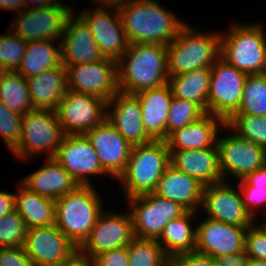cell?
Wrapping results in <instances>:
<instances>
[{"label": "cell", "mask_w": 266, "mask_h": 266, "mask_svg": "<svg viewBox=\"0 0 266 266\" xmlns=\"http://www.w3.org/2000/svg\"><path fill=\"white\" fill-rule=\"evenodd\" d=\"M247 266H266V261L261 259L249 258Z\"/></svg>", "instance_id": "obj_53"}, {"label": "cell", "mask_w": 266, "mask_h": 266, "mask_svg": "<svg viewBox=\"0 0 266 266\" xmlns=\"http://www.w3.org/2000/svg\"><path fill=\"white\" fill-rule=\"evenodd\" d=\"M220 39L221 34H196L185 24L176 39L167 45L169 76L211 67L220 57Z\"/></svg>", "instance_id": "obj_5"}, {"label": "cell", "mask_w": 266, "mask_h": 266, "mask_svg": "<svg viewBox=\"0 0 266 266\" xmlns=\"http://www.w3.org/2000/svg\"><path fill=\"white\" fill-rule=\"evenodd\" d=\"M203 188L195 178L169 164L153 193L179 203L187 211H195L202 203Z\"/></svg>", "instance_id": "obj_26"}, {"label": "cell", "mask_w": 266, "mask_h": 266, "mask_svg": "<svg viewBox=\"0 0 266 266\" xmlns=\"http://www.w3.org/2000/svg\"><path fill=\"white\" fill-rule=\"evenodd\" d=\"M54 159L72 176L78 185H90L87 175L105 174L96 151L87 137L65 135Z\"/></svg>", "instance_id": "obj_18"}, {"label": "cell", "mask_w": 266, "mask_h": 266, "mask_svg": "<svg viewBox=\"0 0 266 266\" xmlns=\"http://www.w3.org/2000/svg\"><path fill=\"white\" fill-rule=\"evenodd\" d=\"M113 107L112 113L108 111ZM106 120L132 145H141L152 141L143 126L141 106L135 94L118 91L107 102ZM110 113V114H109Z\"/></svg>", "instance_id": "obj_21"}, {"label": "cell", "mask_w": 266, "mask_h": 266, "mask_svg": "<svg viewBox=\"0 0 266 266\" xmlns=\"http://www.w3.org/2000/svg\"><path fill=\"white\" fill-rule=\"evenodd\" d=\"M236 114L266 116V73L247 75Z\"/></svg>", "instance_id": "obj_35"}, {"label": "cell", "mask_w": 266, "mask_h": 266, "mask_svg": "<svg viewBox=\"0 0 266 266\" xmlns=\"http://www.w3.org/2000/svg\"><path fill=\"white\" fill-rule=\"evenodd\" d=\"M23 248L33 266H59L78 252L55 224L27 229Z\"/></svg>", "instance_id": "obj_13"}, {"label": "cell", "mask_w": 266, "mask_h": 266, "mask_svg": "<svg viewBox=\"0 0 266 266\" xmlns=\"http://www.w3.org/2000/svg\"><path fill=\"white\" fill-rule=\"evenodd\" d=\"M206 112L192 101L172 97L167 120V137L175 130L197 121Z\"/></svg>", "instance_id": "obj_37"}, {"label": "cell", "mask_w": 266, "mask_h": 266, "mask_svg": "<svg viewBox=\"0 0 266 266\" xmlns=\"http://www.w3.org/2000/svg\"><path fill=\"white\" fill-rule=\"evenodd\" d=\"M228 33L221 34L220 57L247 75L266 73V34L261 26L234 24Z\"/></svg>", "instance_id": "obj_6"}, {"label": "cell", "mask_w": 266, "mask_h": 266, "mask_svg": "<svg viewBox=\"0 0 266 266\" xmlns=\"http://www.w3.org/2000/svg\"><path fill=\"white\" fill-rule=\"evenodd\" d=\"M135 95L138 97L145 132L152 140L167 139V120L173 97L167 83L158 88L144 89Z\"/></svg>", "instance_id": "obj_24"}, {"label": "cell", "mask_w": 266, "mask_h": 266, "mask_svg": "<svg viewBox=\"0 0 266 266\" xmlns=\"http://www.w3.org/2000/svg\"><path fill=\"white\" fill-rule=\"evenodd\" d=\"M220 171L242 179L266 163V149L238 135L217 139Z\"/></svg>", "instance_id": "obj_16"}, {"label": "cell", "mask_w": 266, "mask_h": 266, "mask_svg": "<svg viewBox=\"0 0 266 266\" xmlns=\"http://www.w3.org/2000/svg\"><path fill=\"white\" fill-rule=\"evenodd\" d=\"M59 266H94L91 258L77 252L71 259L63 262Z\"/></svg>", "instance_id": "obj_49"}, {"label": "cell", "mask_w": 266, "mask_h": 266, "mask_svg": "<svg viewBox=\"0 0 266 266\" xmlns=\"http://www.w3.org/2000/svg\"><path fill=\"white\" fill-rule=\"evenodd\" d=\"M84 135L96 151L106 174L119 178L126 170L132 145L107 120Z\"/></svg>", "instance_id": "obj_17"}, {"label": "cell", "mask_w": 266, "mask_h": 266, "mask_svg": "<svg viewBox=\"0 0 266 266\" xmlns=\"http://www.w3.org/2000/svg\"><path fill=\"white\" fill-rule=\"evenodd\" d=\"M170 164L204 187L223 181L218 147L170 151Z\"/></svg>", "instance_id": "obj_23"}, {"label": "cell", "mask_w": 266, "mask_h": 266, "mask_svg": "<svg viewBox=\"0 0 266 266\" xmlns=\"http://www.w3.org/2000/svg\"><path fill=\"white\" fill-rule=\"evenodd\" d=\"M135 238L132 218L128 214L101 212L87 239L78 248V252L86 257L127 247Z\"/></svg>", "instance_id": "obj_12"}, {"label": "cell", "mask_w": 266, "mask_h": 266, "mask_svg": "<svg viewBox=\"0 0 266 266\" xmlns=\"http://www.w3.org/2000/svg\"><path fill=\"white\" fill-rule=\"evenodd\" d=\"M26 232V224L16 210L1 217L0 248L22 247Z\"/></svg>", "instance_id": "obj_39"}, {"label": "cell", "mask_w": 266, "mask_h": 266, "mask_svg": "<svg viewBox=\"0 0 266 266\" xmlns=\"http://www.w3.org/2000/svg\"><path fill=\"white\" fill-rule=\"evenodd\" d=\"M72 14L66 20L61 39L62 64H86L104 59L86 22L79 15L75 19Z\"/></svg>", "instance_id": "obj_22"}, {"label": "cell", "mask_w": 266, "mask_h": 266, "mask_svg": "<svg viewBox=\"0 0 266 266\" xmlns=\"http://www.w3.org/2000/svg\"><path fill=\"white\" fill-rule=\"evenodd\" d=\"M237 130L239 137L266 149V116L234 114L224 128Z\"/></svg>", "instance_id": "obj_36"}, {"label": "cell", "mask_w": 266, "mask_h": 266, "mask_svg": "<svg viewBox=\"0 0 266 266\" xmlns=\"http://www.w3.org/2000/svg\"><path fill=\"white\" fill-rule=\"evenodd\" d=\"M129 266H169L170 257L155 239L134 238L127 246Z\"/></svg>", "instance_id": "obj_34"}, {"label": "cell", "mask_w": 266, "mask_h": 266, "mask_svg": "<svg viewBox=\"0 0 266 266\" xmlns=\"http://www.w3.org/2000/svg\"><path fill=\"white\" fill-rule=\"evenodd\" d=\"M93 185H78L55 200V225L77 247L89 236L104 211Z\"/></svg>", "instance_id": "obj_3"}, {"label": "cell", "mask_w": 266, "mask_h": 266, "mask_svg": "<svg viewBox=\"0 0 266 266\" xmlns=\"http://www.w3.org/2000/svg\"><path fill=\"white\" fill-rule=\"evenodd\" d=\"M21 183L30 191L56 200L73 191L78 183L54 159L48 158L41 169L27 176Z\"/></svg>", "instance_id": "obj_28"}, {"label": "cell", "mask_w": 266, "mask_h": 266, "mask_svg": "<svg viewBox=\"0 0 266 266\" xmlns=\"http://www.w3.org/2000/svg\"><path fill=\"white\" fill-rule=\"evenodd\" d=\"M249 255L244 250L214 258L216 266H247Z\"/></svg>", "instance_id": "obj_46"}, {"label": "cell", "mask_w": 266, "mask_h": 266, "mask_svg": "<svg viewBox=\"0 0 266 266\" xmlns=\"http://www.w3.org/2000/svg\"><path fill=\"white\" fill-rule=\"evenodd\" d=\"M26 79L34 110L56 111L68 91L66 67L61 64Z\"/></svg>", "instance_id": "obj_25"}, {"label": "cell", "mask_w": 266, "mask_h": 266, "mask_svg": "<svg viewBox=\"0 0 266 266\" xmlns=\"http://www.w3.org/2000/svg\"><path fill=\"white\" fill-rule=\"evenodd\" d=\"M130 43L169 45L185 25L155 0H129L118 8Z\"/></svg>", "instance_id": "obj_1"}, {"label": "cell", "mask_w": 266, "mask_h": 266, "mask_svg": "<svg viewBox=\"0 0 266 266\" xmlns=\"http://www.w3.org/2000/svg\"><path fill=\"white\" fill-rule=\"evenodd\" d=\"M211 67L169 76L173 97L197 103L208 113Z\"/></svg>", "instance_id": "obj_30"}, {"label": "cell", "mask_w": 266, "mask_h": 266, "mask_svg": "<svg viewBox=\"0 0 266 266\" xmlns=\"http://www.w3.org/2000/svg\"><path fill=\"white\" fill-rule=\"evenodd\" d=\"M92 261L94 266H129L127 247L100 253Z\"/></svg>", "instance_id": "obj_43"}, {"label": "cell", "mask_w": 266, "mask_h": 266, "mask_svg": "<svg viewBox=\"0 0 266 266\" xmlns=\"http://www.w3.org/2000/svg\"><path fill=\"white\" fill-rule=\"evenodd\" d=\"M15 194L0 191V218L15 210Z\"/></svg>", "instance_id": "obj_48"}, {"label": "cell", "mask_w": 266, "mask_h": 266, "mask_svg": "<svg viewBox=\"0 0 266 266\" xmlns=\"http://www.w3.org/2000/svg\"><path fill=\"white\" fill-rule=\"evenodd\" d=\"M115 14L102 6L96 10H83L79 16L86 22L104 58L118 62L127 52L129 42L123 29L118 8Z\"/></svg>", "instance_id": "obj_15"}, {"label": "cell", "mask_w": 266, "mask_h": 266, "mask_svg": "<svg viewBox=\"0 0 266 266\" xmlns=\"http://www.w3.org/2000/svg\"><path fill=\"white\" fill-rule=\"evenodd\" d=\"M240 192L247 212L253 217L254 207L261 204L266 208V187L240 186ZM264 203V204H263Z\"/></svg>", "instance_id": "obj_42"}, {"label": "cell", "mask_w": 266, "mask_h": 266, "mask_svg": "<svg viewBox=\"0 0 266 266\" xmlns=\"http://www.w3.org/2000/svg\"><path fill=\"white\" fill-rule=\"evenodd\" d=\"M0 101L22 116L34 110L27 79L17 72L0 71Z\"/></svg>", "instance_id": "obj_33"}, {"label": "cell", "mask_w": 266, "mask_h": 266, "mask_svg": "<svg viewBox=\"0 0 266 266\" xmlns=\"http://www.w3.org/2000/svg\"><path fill=\"white\" fill-rule=\"evenodd\" d=\"M34 2L33 5H30L32 3L30 2ZM58 0H24V4H25V7L28 8V6H31V8H37V7H42V6H47V5H50V4H53V3H57Z\"/></svg>", "instance_id": "obj_52"}, {"label": "cell", "mask_w": 266, "mask_h": 266, "mask_svg": "<svg viewBox=\"0 0 266 266\" xmlns=\"http://www.w3.org/2000/svg\"><path fill=\"white\" fill-rule=\"evenodd\" d=\"M28 41L18 35H0V71L16 72L25 54Z\"/></svg>", "instance_id": "obj_38"}, {"label": "cell", "mask_w": 266, "mask_h": 266, "mask_svg": "<svg viewBox=\"0 0 266 266\" xmlns=\"http://www.w3.org/2000/svg\"><path fill=\"white\" fill-rule=\"evenodd\" d=\"M64 66L69 90L94 95L107 102L119 91L115 60L104 58L97 62Z\"/></svg>", "instance_id": "obj_11"}, {"label": "cell", "mask_w": 266, "mask_h": 266, "mask_svg": "<svg viewBox=\"0 0 266 266\" xmlns=\"http://www.w3.org/2000/svg\"><path fill=\"white\" fill-rule=\"evenodd\" d=\"M98 2V4H103L102 6L105 5V7L107 6V9L108 8H119L121 6H123L125 3H127L129 0H95Z\"/></svg>", "instance_id": "obj_51"}, {"label": "cell", "mask_w": 266, "mask_h": 266, "mask_svg": "<svg viewBox=\"0 0 266 266\" xmlns=\"http://www.w3.org/2000/svg\"><path fill=\"white\" fill-rule=\"evenodd\" d=\"M0 266H33L22 247L0 248Z\"/></svg>", "instance_id": "obj_44"}, {"label": "cell", "mask_w": 266, "mask_h": 266, "mask_svg": "<svg viewBox=\"0 0 266 266\" xmlns=\"http://www.w3.org/2000/svg\"><path fill=\"white\" fill-rule=\"evenodd\" d=\"M106 109V100L68 89L56 113L65 135H83L106 120Z\"/></svg>", "instance_id": "obj_10"}, {"label": "cell", "mask_w": 266, "mask_h": 266, "mask_svg": "<svg viewBox=\"0 0 266 266\" xmlns=\"http://www.w3.org/2000/svg\"><path fill=\"white\" fill-rule=\"evenodd\" d=\"M21 137L12 151L19 158L34 156L42 151L54 158L65 134L56 111L33 110L22 116ZM34 154V155H33Z\"/></svg>", "instance_id": "obj_7"}, {"label": "cell", "mask_w": 266, "mask_h": 266, "mask_svg": "<svg viewBox=\"0 0 266 266\" xmlns=\"http://www.w3.org/2000/svg\"><path fill=\"white\" fill-rule=\"evenodd\" d=\"M245 251L250 258L266 261V225L248 227L245 235Z\"/></svg>", "instance_id": "obj_41"}, {"label": "cell", "mask_w": 266, "mask_h": 266, "mask_svg": "<svg viewBox=\"0 0 266 266\" xmlns=\"http://www.w3.org/2000/svg\"><path fill=\"white\" fill-rule=\"evenodd\" d=\"M247 74L219 57L211 66L208 113L225 123L237 113Z\"/></svg>", "instance_id": "obj_9"}, {"label": "cell", "mask_w": 266, "mask_h": 266, "mask_svg": "<svg viewBox=\"0 0 266 266\" xmlns=\"http://www.w3.org/2000/svg\"><path fill=\"white\" fill-rule=\"evenodd\" d=\"M20 7L21 9L26 8L24 0H0V8L2 9L19 11Z\"/></svg>", "instance_id": "obj_50"}, {"label": "cell", "mask_w": 266, "mask_h": 266, "mask_svg": "<svg viewBox=\"0 0 266 266\" xmlns=\"http://www.w3.org/2000/svg\"><path fill=\"white\" fill-rule=\"evenodd\" d=\"M240 193L223 180L203 188L201 205L212 220L236 226H251L254 219L245 209Z\"/></svg>", "instance_id": "obj_19"}, {"label": "cell", "mask_w": 266, "mask_h": 266, "mask_svg": "<svg viewBox=\"0 0 266 266\" xmlns=\"http://www.w3.org/2000/svg\"><path fill=\"white\" fill-rule=\"evenodd\" d=\"M195 213L187 211L181 217L171 220L157 239L170 258L182 253L195 252L197 230L196 227L193 230L189 224Z\"/></svg>", "instance_id": "obj_32"}, {"label": "cell", "mask_w": 266, "mask_h": 266, "mask_svg": "<svg viewBox=\"0 0 266 266\" xmlns=\"http://www.w3.org/2000/svg\"><path fill=\"white\" fill-rule=\"evenodd\" d=\"M239 186H261L266 187V163L257 170L246 174L240 179Z\"/></svg>", "instance_id": "obj_47"}, {"label": "cell", "mask_w": 266, "mask_h": 266, "mask_svg": "<svg viewBox=\"0 0 266 266\" xmlns=\"http://www.w3.org/2000/svg\"><path fill=\"white\" fill-rule=\"evenodd\" d=\"M129 199L133 233L136 238L157 240L164 227L187 210L167 198L154 193L134 196Z\"/></svg>", "instance_id": "obj_8"}, {"label": "cell", "mask_w": 266, "mask_h": 266, "mask_svg": "<svg viewBox=\"0 0 266 266\" xmlns=\"http://www.w3.org/2000/svg\"><path fill=\"white\" fill-rule=\"evenodd\" d=\"M21 127L22 115L11 111L0 101V136L11 152L19 144Z\"/></svg>", "instance_id": "obj_40"}, {"label": "cell", "mask_w": 266, "mask_h": 266, "mask_svg": "<svg viewBox=\"0 0 266 266\" xmlns=\"http://www.w3.org/2000/svg\"><path fill=\"white\" fill-rule=\"evenodd\" d=\"M169 266H216V262L212 257L189 252L171 257Z\"/></svg>", "instance_id": "obj_45"}, {"label": "cell", "mask_w": 266, "mask_h": 266, "mask_svg": "<svg viewBox=\"0 0 266 266\" xmlns=\"http://www.w3.org/2000/svg\"><path fill=\"white\" fill-rule=\"evenodd\" d=\"M117 74L119 91L128 94L167 84V46L130 43L127 52L117 62Z\"/></svg>", "instance_id": "obj_2"}, {"label": "cell", "mask_w": 266, "mask_h": 266, "mask_svg": "<svg viewBox=\"0 0 266 266\" xmlns=\"http://www.w3.org/2000/svg\"><path fill=\"white\" fill-rule=\"evenodd\" d=\"M169 164L170 151L166 141L152 140L132 146L126 170L119 177L127 197L153 193Z\"/></svg>", "instance_id": "obj_4"}, {"label": "cell", "mask_w": 266, "mask_h": 266, "mask_svg": "<svg viewBox=\"0 0 266 266\" xmlns=\"http://www.w3.org/2000/svg\"><path fill=\"white\" fill-rule=\"evenodd\" d=\"M220 124L225 127L221 118L206 113L197 121L175 130L167 137L169 151L217 147V130Z\"/></svg>", "instance_id": "obj_27"}, {"label": "cell", "mask_w": 266, "mask_h": 266, "mask_svg": "<svg viewBox=\"0 0 266 266\" xmlns=\"http://www.w3.org/2000/svg\"><path fill=\"white\" fill-rule=\"evenodd\" d=\"M16 18L14 34L25 41L40 39L56 40L62 38L68 16L72 13L69 6L53 3L47 6L22 9Z\"/></svg>", "instance_id": "obj_14"}, {"label": "cell", "mask_w": 266, "mask_h": 266, "mask_svg": "<svg viewBox=\"0 0 266 266\" xmlns=\"http://www.w3.org/2000/svg\"><path fill=\"white\" fill-rule=\"evenodd\" d=\"M51 41L48 39L28 41L25 54L16 72L28 78L60 66L62 64L61 44L55 48Z\"/></svg>", "instance_id": "obj_31"}, {"label": "cell", "mask_w": 266, "mask_h": 266, "mask_svg": "<svg viewBox=\"0 0 266 266\" xmlns=\"http://www.w3.org/2000/svg\"><path fill=\"white\" fill-rule=\"evenodd\" d=\"M15 194V210L21 215L27 229L55 224V200L30 191L21 182Z\"/></svg>", "instance_id": "obj_29"}, {"label": "cell", "mask_w": 266, "mask_h": 266, "mask_svg": "<svg viewBox=\"0 0 266 266\" xmlns=\"http://www.w3.org/2000/svg\"><path fill=\"white\" fill-rule=\"evenodd\" d=\"M198 225L196 253L216 258L245 249V235L250 226H236L210 218Z\"/></svg>", "instance_id": "obj_20"}]
</instances>
